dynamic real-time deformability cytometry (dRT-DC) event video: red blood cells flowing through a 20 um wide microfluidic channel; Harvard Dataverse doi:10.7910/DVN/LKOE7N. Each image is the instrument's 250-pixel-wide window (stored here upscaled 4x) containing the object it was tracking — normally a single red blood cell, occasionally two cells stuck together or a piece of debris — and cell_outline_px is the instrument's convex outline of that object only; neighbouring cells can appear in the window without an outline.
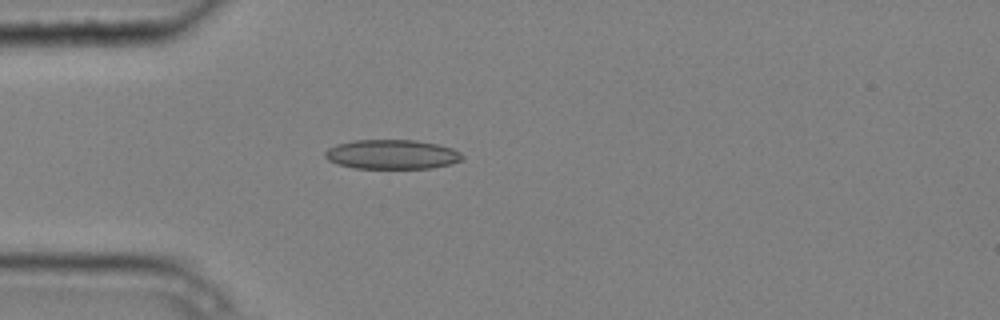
{"species": "common noctule bat (a hibernating species)", "species_latin": "Nyctalus noctula", "temperature_condition": "cold", "stored_images_in_passage": 4, "camera_frame_rate_fps": 3000, "um_per_image_px": 0.085, "animal": {"sex": "male", "body_mass_g": 20.4}, "frame": {"image": 1, "passage_image": 4, "time_ms": 1.0, "image_size_px": [1000, 320], "cell_outline_px": [[464, 156], [460, 160], [452, 164], [432, 168], [356, 168], [336, 164], [328, 160], [324, 156], [324, 152], [328, 148], [336, 144], [356, 140], [416, 140], [436, 144], [452, 148], [460, 152]], "centroid_in_image_um": [33.3, 13.12], "position_along_channel_um": 51.7, "area_um2": 23.58}}